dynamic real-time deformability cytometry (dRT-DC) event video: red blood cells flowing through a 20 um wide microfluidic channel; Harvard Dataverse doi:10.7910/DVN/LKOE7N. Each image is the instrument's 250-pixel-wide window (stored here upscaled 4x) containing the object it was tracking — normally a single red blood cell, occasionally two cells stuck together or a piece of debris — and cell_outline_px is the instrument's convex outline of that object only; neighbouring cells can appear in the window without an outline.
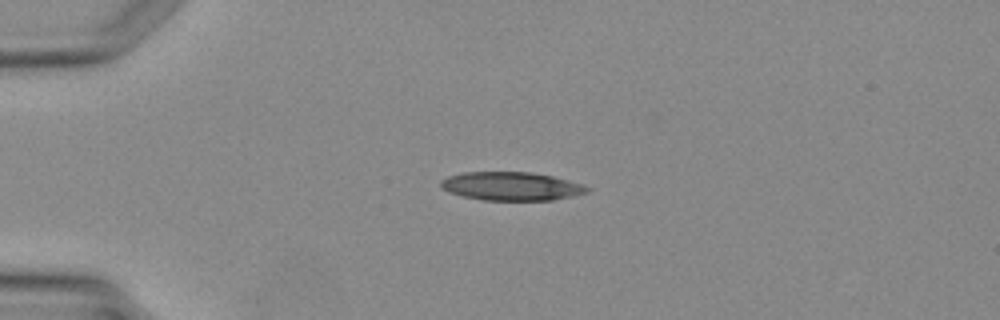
{"species": "Egyptian fruit bat (a non-hibernating species)", "species_latin": "Rousettus aegyptiacus", "temperature_condition": "warm", "stored_images_in_passage": 4, "camera_frame_rate_fps": 3000, "um_per_image_px": 0.085, "animal": {"sex": "female"}, "frame": {"image": 1, "passage_image": 3, "time_ms": 2.333, "image_size_px": [1000, 320], "cell_outline_px": [[588, 192], [572, 196], [552, 200], [484, 200], [464, 196], [448, 192], [440, 184], [440, 180], [448, 176], [464, 172], [528, 172], [552, 176], [580, 184], [588, 188]], "centroid_in_image_um": [43.42, 15.83], "position_along_channel_um": 41.6, "area_um2": 23.93}}
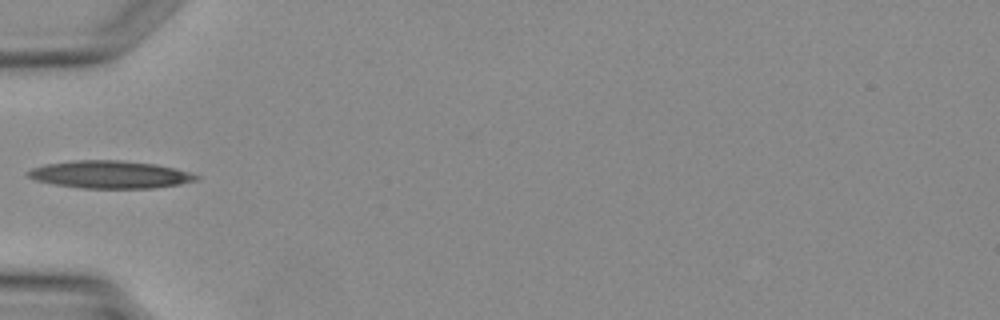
{"frame": {"image": 2, "passage_image": 4, "time_ms": 3.667, "image_size_px": [1000, 320], "cell_outline_px": [[200, 176], [196, 180], [180, 184], [152, 188], [80, 188], [56, 184], [36, 180], [24, 176], [24, 172], [32, 168], [48, 164], [72, 160], [120, 160], [156, 164], [176, 168]], "centroid_in_image_um": [9.32, 14.83], "position_along_channel_um": 75.7, "area_um2": 27.05}}